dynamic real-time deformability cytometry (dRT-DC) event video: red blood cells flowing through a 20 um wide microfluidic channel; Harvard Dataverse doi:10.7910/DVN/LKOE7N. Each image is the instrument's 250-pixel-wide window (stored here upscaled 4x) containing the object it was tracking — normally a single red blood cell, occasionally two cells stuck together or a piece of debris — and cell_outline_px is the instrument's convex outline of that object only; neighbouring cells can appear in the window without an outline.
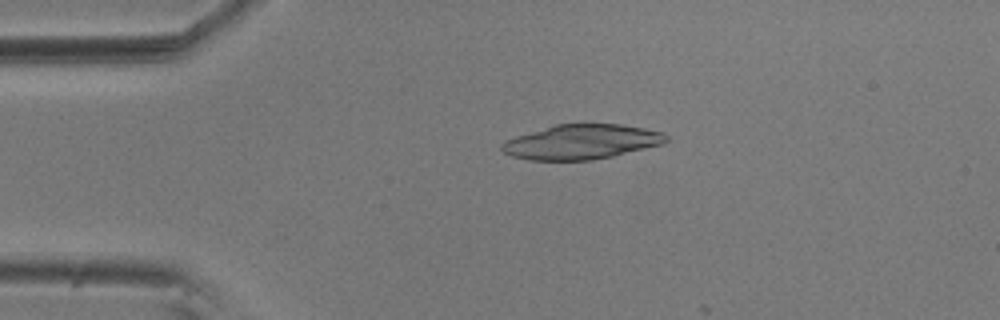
{"species": "common noctule bat (a hibernating species)", "species_latin": "Nyctalus noctula", "temperature_condition": "room temperature", "stored_images_in_passage": 2, "camera_frame_rate_fps": 3000, "um_per_image_px": 0.085, "animal": {"sex": "male", "body_mass_g": 20.5, "forearm_length_mm": 52.5}, "frame": {"image": 1, "passage_image": 1, "time_ms": 0.0, "image_size_px": [1000, 320], "cell_outline_px": [[668, 140], [664, 144], [612, 156], [592, 160], [528, 160], [512, 156], [504, 152], [500, 148], [500, 144], [504, 140], [516, 136], [556, 124], [620, 124], [644, 128], [664, 132], [668, 136]], "centroid_in_image_um": [49.43, 12.06], "position_along_channel_um": 35.6, "area_um2": 33.29}}